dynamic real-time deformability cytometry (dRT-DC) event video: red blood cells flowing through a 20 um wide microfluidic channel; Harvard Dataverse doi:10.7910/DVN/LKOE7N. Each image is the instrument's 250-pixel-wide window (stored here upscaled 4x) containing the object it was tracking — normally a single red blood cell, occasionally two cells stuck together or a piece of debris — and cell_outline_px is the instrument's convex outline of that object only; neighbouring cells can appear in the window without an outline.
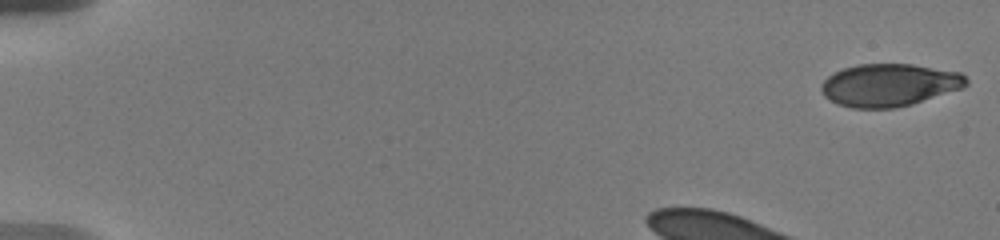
{"species": "human", "species_latin": "Homo sapiens", "temperature_condition": "warm", "stored_images_in_passage": 10, "camera_frame_rate_fps": 3000, "um_per_image_px": 0.085, "donor": {"sex": "male"}, "frame": {"image": 1, "passage_image": 1, "time_ms": 0.0, "image_size_px": [1000, 240], "cell_outline_px": [[968, 84], [960, 88], [912, 104], [892, 108], [852, 108], [840, 104], [824, 96], [820, 88], [820, 84], [828, 76], [844, 68], [860, 64], [912, 64], [960, 72], [968, 80]], "centroid_in_image_um": [75.57, 7.22], "position_along_channel_um": 9.4, "area_um2": 35.6}}
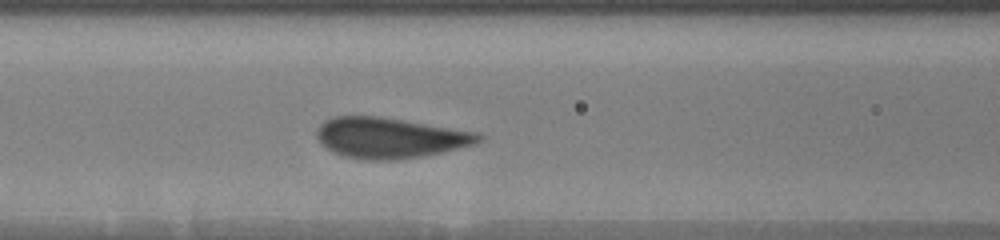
{"frame": {"image": 2, "passage_image": 10, "time_ms": 6.0, "image_size_px": [1000, 240], "cell_outline_px": [[484, 140], [476, 144], [444, 152], [396, 160], [368, 160], [344, 156], [332, 152], [320, 144], [316, 136], [316, 128], [324, 120], [336, 116], [380, 116], [480, 132], [484, 136]], "centroid_in_image_um": [33.16, 11.71], "position_along_channel_um": 133.4, "area_um2": 38.78}}